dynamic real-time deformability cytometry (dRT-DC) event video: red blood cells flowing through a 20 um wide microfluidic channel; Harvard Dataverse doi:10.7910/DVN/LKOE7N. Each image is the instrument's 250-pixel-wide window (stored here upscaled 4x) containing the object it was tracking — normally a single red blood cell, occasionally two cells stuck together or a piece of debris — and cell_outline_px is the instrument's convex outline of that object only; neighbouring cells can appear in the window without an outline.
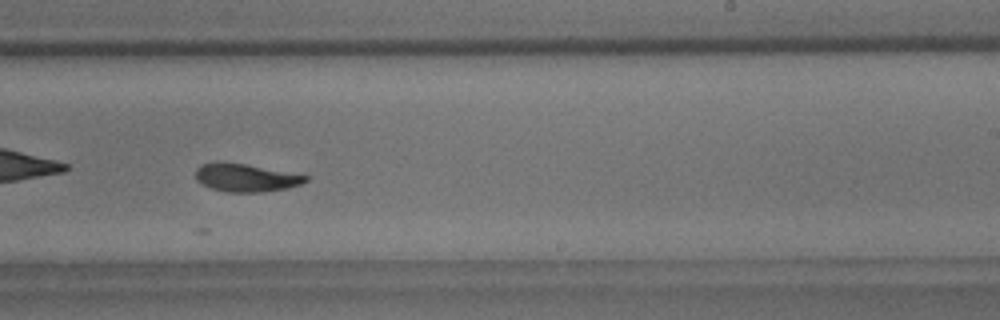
{"species": "common noctule bat (a hibernating species)", "species_latin": "Nyctalus noctula", "temperature_condition": "room temperature", "stored_images_in_passage": 11, "camera_frame_rate_fps": 3000, "um_per_image_px": 0.085, "animal": {"sex": "male", "body_mass_g": 18.8}, "frame": {"image": 1, "passage_image": 10, "time_ms": 11.333, "image_size_px": [1000, 320], "cell_outline_px": [[308, 180], [300, 184], [288, 188], [264, 192], [228, 192], [212, 188], [196, 180], [196, 168], [200, 164], [216, 160], [220, 160], [244, 164], [308, 176]], "centroid_in_image_um": [20.84, 15.09], "position_along_channel_um": 268.2, "area_um2": 17.92}}